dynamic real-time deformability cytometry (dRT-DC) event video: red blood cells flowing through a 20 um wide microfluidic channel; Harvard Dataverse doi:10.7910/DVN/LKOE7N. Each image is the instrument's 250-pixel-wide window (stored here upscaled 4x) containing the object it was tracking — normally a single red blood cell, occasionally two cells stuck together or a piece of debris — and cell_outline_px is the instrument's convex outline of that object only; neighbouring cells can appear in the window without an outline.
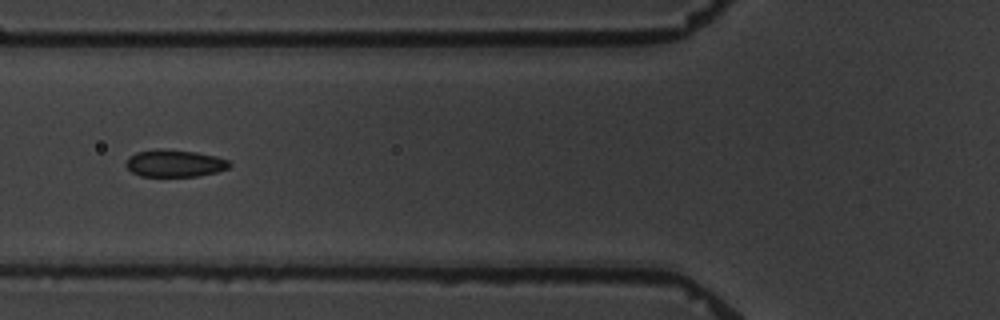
{"species": "common noctule bat (a hibernating species)", "species_latin": "Nyctalus noctula", "temperature_condition": "warm", "stored_images_in_passage": 6, "camera_frame_rate_fps": 3000, "um_per_image_px": 0.085, "animal": {"sex": "male", "body_mass_g": 19.5, "forearm_length_mm": 54.6}, "frame": {"image": 1, "passage_image": 4, "time_ms": 5.0, "image_size_px": [1000, 320], "cell_outline_px": [[232, 164], [228, 168], [216, 172], [196, 176], [140, 176], [132, 172], [124, 164], [128, 156], [136, 152], [160, 148], [164, 148], [196, 152], [216, 156], [228, 160]], "centroid_in_image_um": [14.82, 13.87], "position_along_channel_um": 111.0, "area_um2": 16.53}}
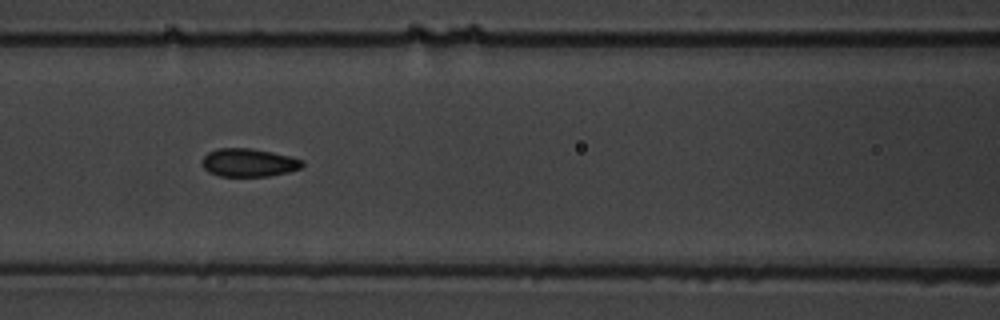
{"frame": {"image": 2, "passage_image": 5, "time_ms": 6.0, "image_size_px": [1000, 320], "cell_outline_px": [[304, 164], [300, 168], [288, 172], [268, 176], [220, 176], [208, 172], [204, 168], [200, 160], [208, 152], [216, 148], [248, 148], [272, 152], [304, 160]], "centroid_in_image_um": [21.1, 13.82], "position_along_channel_um": 145.5, "area_um2": 16.47}}
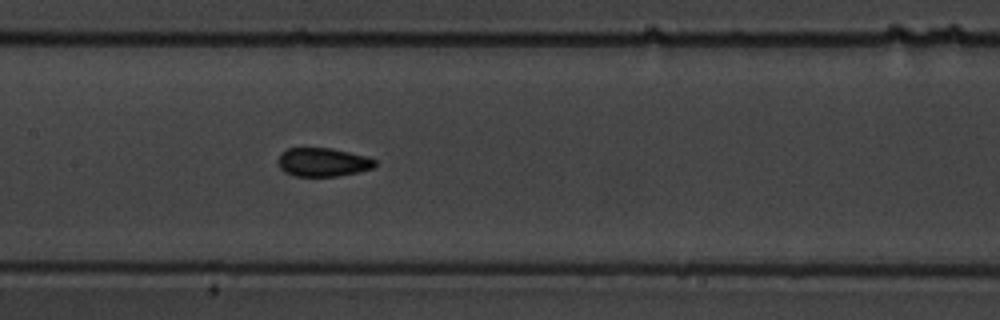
{"frame": {"image": 3, "passage_image": 6, "time_ms": 7.0, "image_size_px": [1000, 320], "cell_outline_px": [[376, 164], [372, 168], [360, 172], [336, 176], [292, 176], [284, 172], [280, 168], [280, 152], [288, 148], [332, 148], [368, 156], [376, 160]], "centroid_in_image_um": [27.47, 13.78], "position_along_channel_um": 179.9, "area_um2": 16.24}}